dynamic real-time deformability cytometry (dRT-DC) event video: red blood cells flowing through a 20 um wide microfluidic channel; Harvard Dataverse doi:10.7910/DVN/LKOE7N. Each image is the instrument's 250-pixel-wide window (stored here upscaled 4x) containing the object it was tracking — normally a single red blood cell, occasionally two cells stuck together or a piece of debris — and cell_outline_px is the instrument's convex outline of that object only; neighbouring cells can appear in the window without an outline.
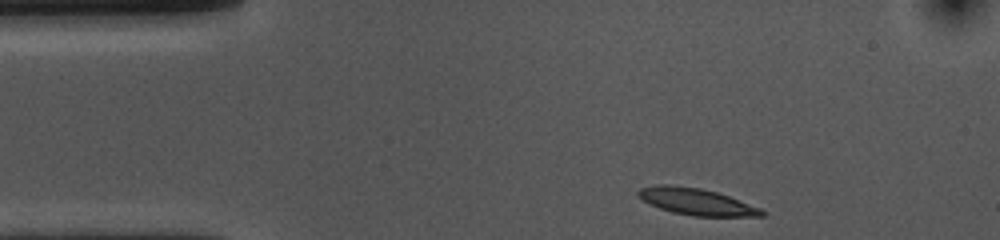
{"species": "common noctule bat (a hibernating species)", "species_latin": "Nyctalus noctula", "temperature_condition": "cold", "stored_images_in_passage": 36, "camera_frame_rate_fps": 3000, "um_per_image_px": 0.085, "animal": {"sex": "female", "body_mass_g": 10.0, "forearm_length_mm": 53.1}, "frame": {"image": 1, "passage_image": 1, "time_ms": 0.0, "image_size_px": [1000, 240], "cell_outline_px": [[768, 212], [764, 216], [692, 216], [672, 212], [660, 208], [644, 200], [636, 192], [640, 188], [660, 184], [668, 184], [700, 188], [716, 192], [728, 196], [760, 208]], "centroid_in_image_um": [59.22, 17.14], "position_along_channel_um": 25.8, "area_um2": 18.96}}
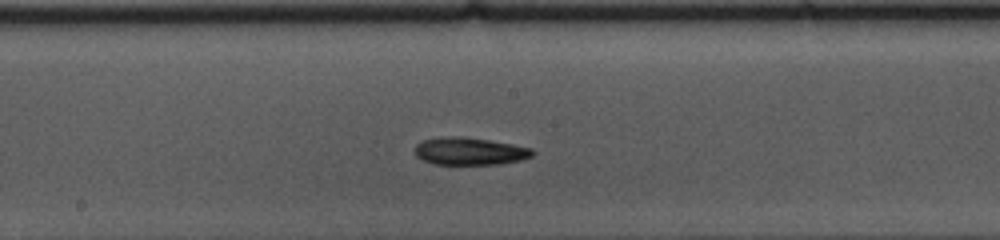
{"frame": {"image": 2, "passage_image": 20, "time_ms": 6.333, "image_size_px": [1000, 240], "cell_outline_px": [[536, 152], [532, 156], [520, 160], [500, 164], [436, 164], [424, 160], [416, 156], [416, 144], [424, 140], [448, 136], [488, 140], [512, 144], [532, 148]], "centroid_in_image_um": [39.96, 12.86], "position_along_channel_um": 208.2, "area_um2": 18.5}}
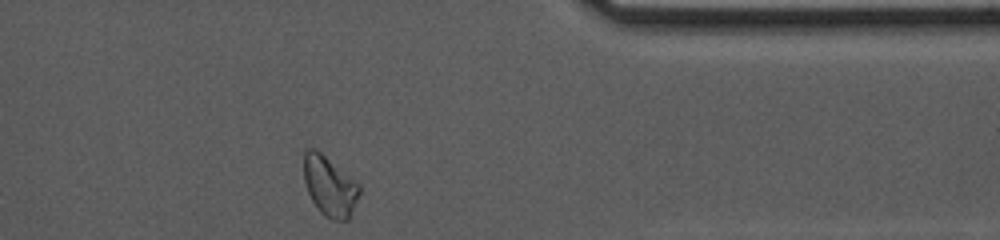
{"frame": {"image": 3, "passage_image": 36, "time_ms": 11.667, "image_size_px": [1000, 240], "cell_outline_px": [[360, 192], [348, 220], [332, 220], [324, 216], [320, 212], [312, 200], [304, 184], [304, 148], [316, 148], [360, 184]], "centroid_in_image_um": [28.0, 15.8], "position_along_channel_um": 383.4, "area_um2": 19.48}, "authors_computed_cell_mechanics": {"area_um2": 18.9295, "velocity_mm_per_s": 3.6389, "shape_relaxation_time_tau1_ms": 3.2568, "shape_relaxation_time_tau2_ms": 6.4777, "deformation_change_tau1": 0.116, "deformation_change_tau2": 0.1187}}